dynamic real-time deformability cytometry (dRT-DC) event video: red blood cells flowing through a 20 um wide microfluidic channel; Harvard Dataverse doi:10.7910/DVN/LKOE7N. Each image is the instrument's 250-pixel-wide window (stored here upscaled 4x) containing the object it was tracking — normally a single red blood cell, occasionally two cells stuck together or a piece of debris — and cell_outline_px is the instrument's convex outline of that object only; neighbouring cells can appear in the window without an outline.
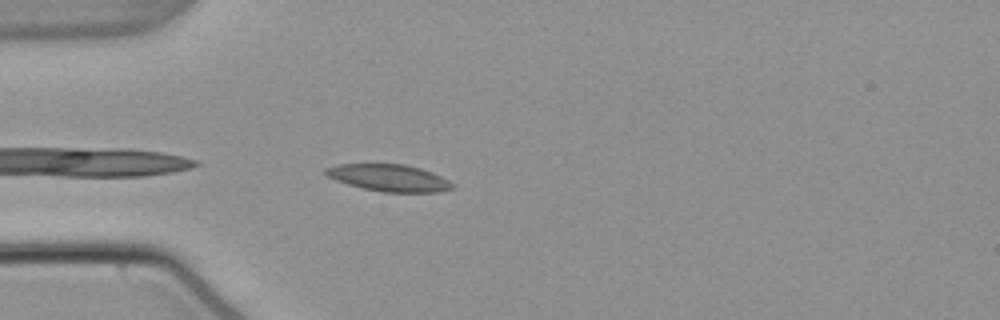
{"species": "common noctule bat (a hibernating species)", "species_latin": "Nyctalus noctula", "temperature_condition": "warm", "stored_images_in_passage": 38, "camera_frame_rate_fps": 3000, "um_per_image_px": 0.085, "animal": {"sex": "male", "body_mass_g": 21.5, "forearm_length_mm": 52.0}, "frame": {"image": 1, "passage_image": 2, "time_ms": 0.333, "image_size_px": [1000, 320], "cell_outline_px": [[456, 188], [440, 192], [380, 192], [360, 188], [324, 176], [324, 168], [340, 164], [404, 164], [420, 168], [432, 172], [448, 180]], "centroid_in_image_um": [33.04, 15.12], "position_along_channel_um": 52.0, "area_um2": 20.06}}
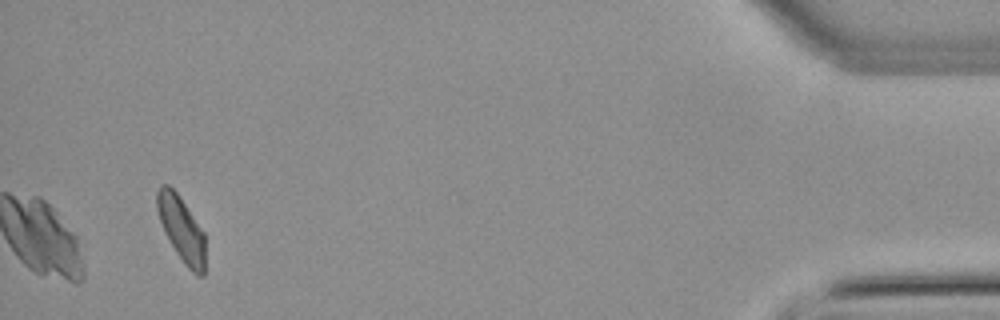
{"frame": {"image": 2, "passage_image": 38, "time_ms": 12.333, "image_size_px": [1000, 320], "cell_outline_px": [[204, 276], [196, 276], [184, 264], [176, 252], [164, 232], [156, 208], [156, 192], [160, 184], [168, 184], [176, 192], [204, 232]], "centroid_in_image_um": [15.4, 19.47], "position_along_channel_um": 419.8, "area_um2": 18.15}}